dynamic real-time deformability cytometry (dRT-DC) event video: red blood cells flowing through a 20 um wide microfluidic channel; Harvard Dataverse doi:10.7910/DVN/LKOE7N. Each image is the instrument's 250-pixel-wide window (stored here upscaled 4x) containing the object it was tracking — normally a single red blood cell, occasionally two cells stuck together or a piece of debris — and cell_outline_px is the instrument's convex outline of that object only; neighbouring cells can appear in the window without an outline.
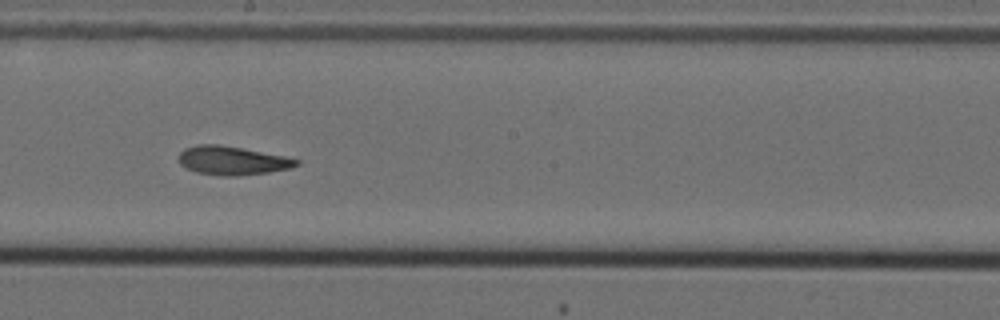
{"species": "Egyptian fruit bat (a non-hibernating species)", "species_latin": "Rousettus aegyptiacus", "temperature_condition": "cold", "stored_images_in_passage": 12, "camera_frame_rate_fps": 3000, "um_per_image_px": 0.085, "animal": {"sex": "female"}, "frame": {"image": 1, "passage_image": 5, "time_ms": 1.333, "image_size_px": [1000, 320], "cell_outline_px": [[300, 164], [292, 168], [268, 172], [236, 176], [220, 176], [196, 172], [180, 164], [180, 152], [184, 148], [196, 144], [216, 144], [240, 148], [284, 156], [300, 160]], "centroid_in_image_um": [19.75, 13.65], "position_along_channel_um": 228.5, "area_um2": 19.54}}
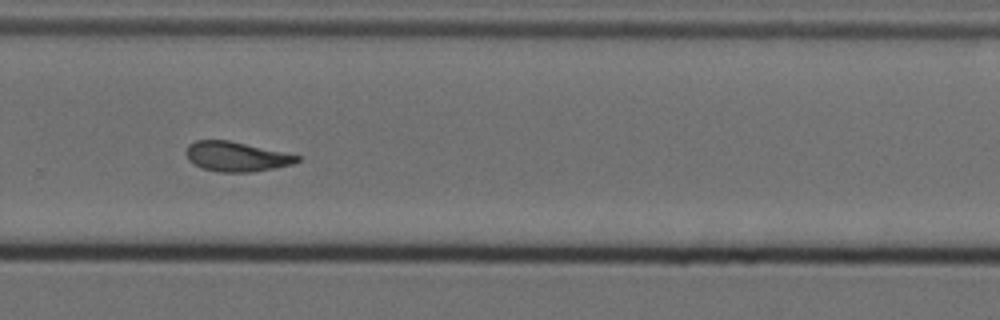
{"frame": {"image": 2, "passage_image": 7, "time_ms": 2.0, "image_size_px": [1000, 320], "cell_outline_px": [[300, 160], [292, 164], [252, 172], [216, 172], [192, 164], [188, 160], [184, 152], [188, 144], [196, 140], [228, 140], [300, 156]], "centroid_in_image_um": [20.01, 13.31], "position_along_channel_um": 309.8, "area_um2": 19.13}}
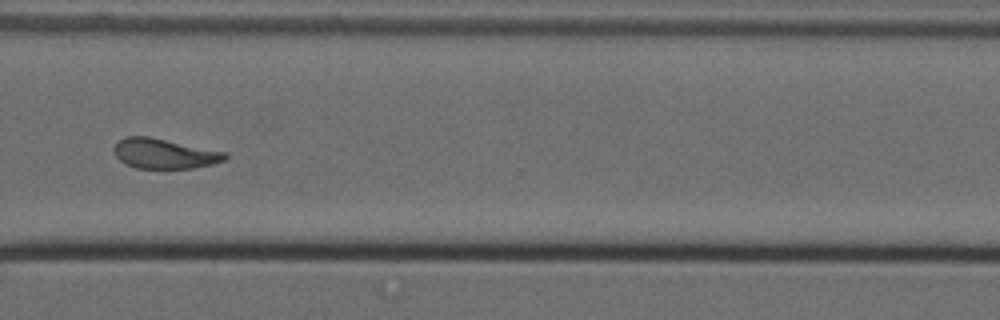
{"frame": {"image": 3, "passage_image": 8, "time_ms": 2.333, "image_size_px": [1000, 320], "cell_outline_px": [[228, 156], [224, 160], [212, 164], [192, 168], [136, 168], [120, 160], [116, 156], [112, 148], [124, 136], [148, 136], [228, 152]], "centroid_in_image_um": [13.98, 13.05], "position_along_channel_um": 356.6, "area_um2": 19.36}}